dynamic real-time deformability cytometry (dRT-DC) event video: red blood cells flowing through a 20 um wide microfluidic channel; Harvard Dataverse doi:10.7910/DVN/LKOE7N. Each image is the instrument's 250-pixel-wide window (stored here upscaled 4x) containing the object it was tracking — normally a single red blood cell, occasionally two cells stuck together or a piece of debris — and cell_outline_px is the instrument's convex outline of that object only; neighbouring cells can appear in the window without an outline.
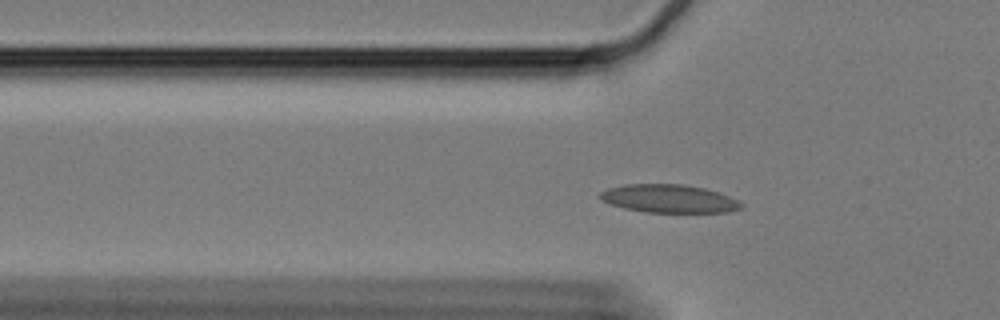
{"species": "Egyptian fruit bat (a non-hibernating species)", "species_latin": "Rousettus aegyptiacus", "temperature_condition": "cold", "stored_images_in_passage": 53, "camera_frame_rate_fps": 3000, "um_per_image_px": 0.085, "animal": {"sex": "female"}, "frame": {"image": 1, "passage_image": 11, "time_ms": 3.333, "image_size_px": [1000, 320], "cell_outline_px": [[744, 204], [740, 208], [728, 212], [644, 212], [624, 208], [600, 200], [600, 192], [608, 188], [628, 184], [684, 184], [704, 188], [720, 192]], "centroid_in_image_um": [56.86, 16.88], "position_along_channel_um": 68.9, "area_um2": 23.06}}
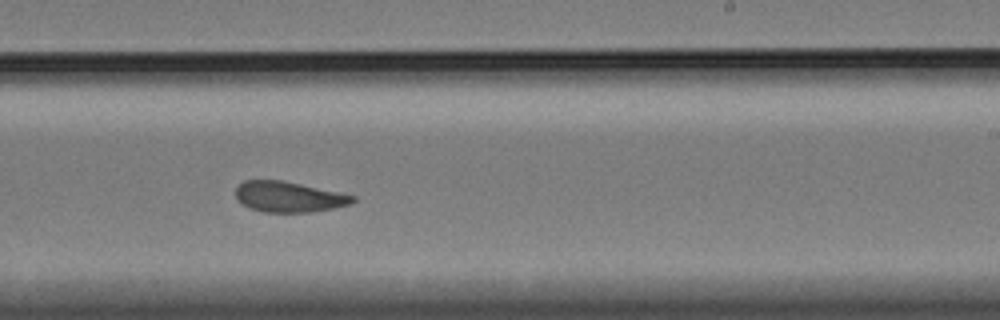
{"frame": {"image": 2, "passage_image": 29, "time_ms": 9.333, "image_size_px": [1000, 320], "cell_outline_px": [[356, 200], [352, 204], [312, 212], [264, 212], [248, 208], [240, 204], [236, 200], [236, 188], [244, 180], [280, 180], [300, 184], [356, 196]], "centroid_in_image_um": [24.51, 16.74], "position_along_channel_um": 264.5, "area_um2": 20.87}}
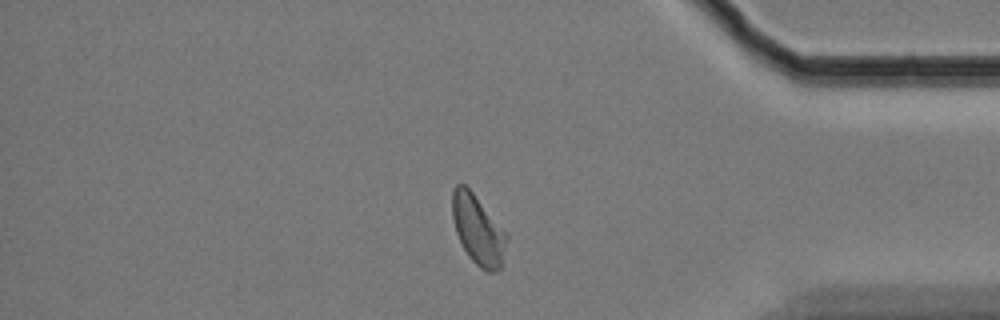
{"frame": {"image": 3, "passage_image": 43, "time_ms": 14.0, "image_size_px": [1000, 320], "cell_outline_px": [[508, 240], [500, 268], [496, 272], [488, 272], [480, 268], [468, 256], [456, 232], [452, 216], [452, 192], [456, 184], [464, 184], [472, 192], [508, 236]], "centroid_in_image_um": [40.62, 19.56], "position_along_channel_um": 394.6, "area_um2": 21.56}}